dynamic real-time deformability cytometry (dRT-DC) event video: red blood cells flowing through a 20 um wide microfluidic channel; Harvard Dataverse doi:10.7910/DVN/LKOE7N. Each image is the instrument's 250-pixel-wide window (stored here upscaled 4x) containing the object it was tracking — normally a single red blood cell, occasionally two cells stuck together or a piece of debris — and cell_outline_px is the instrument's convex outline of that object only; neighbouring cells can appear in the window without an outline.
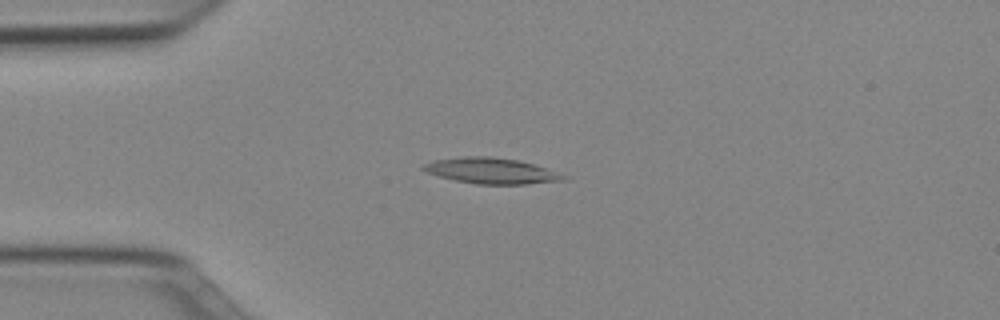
{"species": "Egyptian fruit bat (a non-hibernating species)", "species_latin": "Rousettus aegyptiacus", "temperature_condition": "cold", "stored_images_in_passage": 40, "camera_frame_rate_fps": 3000, "um_per_image_px": 0.085, "animal": {"sex": "female"}, "frame": {"image": 1, "passage_image": 2, "time_ms": 0.333, "image_size_px": [1000, 320], "cell_outline_px": [[568, 180], [528, 184], [476, 184], [456, 180], [440, 176], [428, 172], [420, 168], [424, 164], [432, 160], [460, 156], [492, 156], [520, 160], [548, 168], [568, 176]], "centroid_in_image_um": [41.81, 14.51], "position_along_channel_um": 43.2, "area_um2": 21.33}}
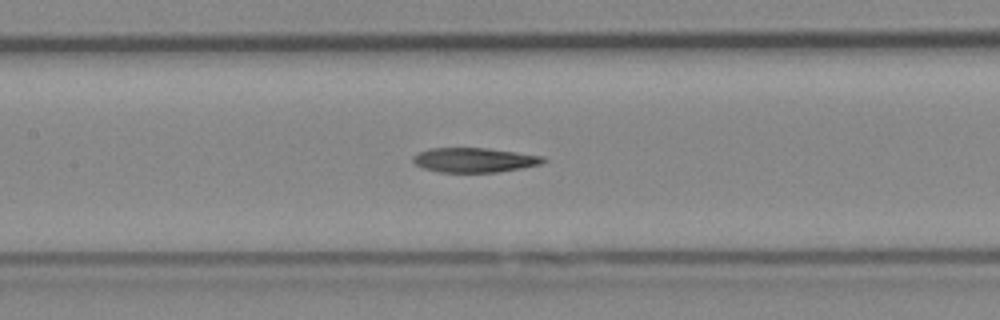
{"frame": {"image": 2, "passage_image": 13, "time_ms": 4.0, "image_size_px": [1000, 320], "cell_outline_px": [[548, 160], [540, 164], [520, 168], [496, 172], [440, 172], [424, 168], [416, 164], [412, 160], [412, 156], [428, 148], [488, 148], [544, 156]], "centroid_in_image_um": [40.32, 13.59], "position_along_channel_um": 167.1, "area_um2": 18.55}}
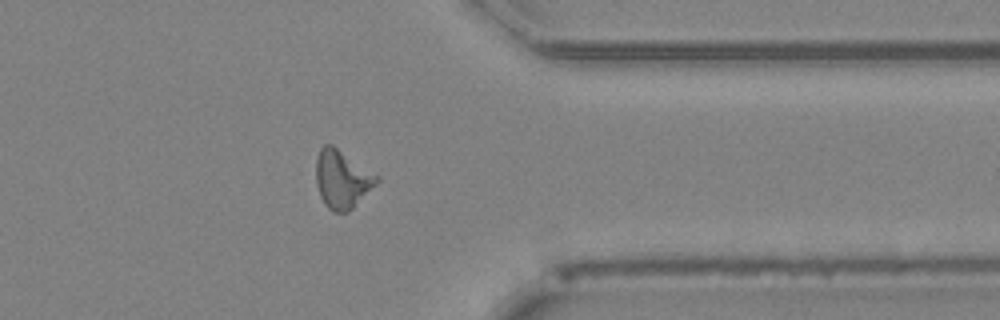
{"frame": {"image": 3, "passage_image": 30, "time_ms": 9.667, "image_size_px": [1000, 320], "cell_outline_px": [[380, 180], [348, 212], [332, 212], [324, 204], [320, 196], [316, 184], [316, 160], [320, 148], [324, 144], [332, 144], [380, 176]], "centroid_in_image_um": [29.07, 15.22], "position_along_channel_um": 382.3, "area_um2": 20.63}, "authors_computed_cell_mechanics": {"area_um2": 19.7098, "velocity_mm_per_s": 3.9592, "shape_relaxation_time_tau1_ms": null, "shape_relaxation_time_tau2_ms": 10.64, "deformation_change_tau1": null, "deformation_change_tau2": 0.2449}}